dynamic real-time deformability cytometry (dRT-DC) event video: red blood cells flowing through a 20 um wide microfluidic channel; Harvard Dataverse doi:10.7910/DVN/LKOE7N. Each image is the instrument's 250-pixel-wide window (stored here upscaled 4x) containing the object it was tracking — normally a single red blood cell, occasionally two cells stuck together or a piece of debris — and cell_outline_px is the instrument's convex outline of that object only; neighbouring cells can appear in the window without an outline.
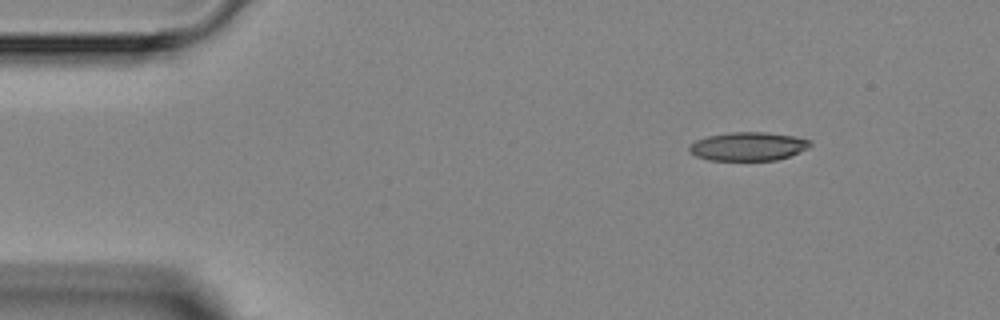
{"species": "Egyptian fruit bat (a non-hibernating species)", "species_latin": "Rousettus aegyptiacus", "temperature_condition": "room temperature", "stored_images_in_passage": 3, "camera_frame_rate_fps": 3000, "um_per_image_px": 0.085, "animal": {"sex": "female"}, "frame": {"image": 1, "passage_image": 1, "time_ms": 0.0, "image_size_px": [1000, 320], "cell_outline_px": [[812, 144], [808, 148], [788, 156], [776, 160], [708, 160], [696, 156], [688, 152], [688, 148], [696, 140], [708, 136], [732, 132], [764, 132], [796, 136], [808, 140]], "centroid_in_image_um": [63.57, 12.44], "position_along_channel_um": 21.4, "area_um2": 20.0}}